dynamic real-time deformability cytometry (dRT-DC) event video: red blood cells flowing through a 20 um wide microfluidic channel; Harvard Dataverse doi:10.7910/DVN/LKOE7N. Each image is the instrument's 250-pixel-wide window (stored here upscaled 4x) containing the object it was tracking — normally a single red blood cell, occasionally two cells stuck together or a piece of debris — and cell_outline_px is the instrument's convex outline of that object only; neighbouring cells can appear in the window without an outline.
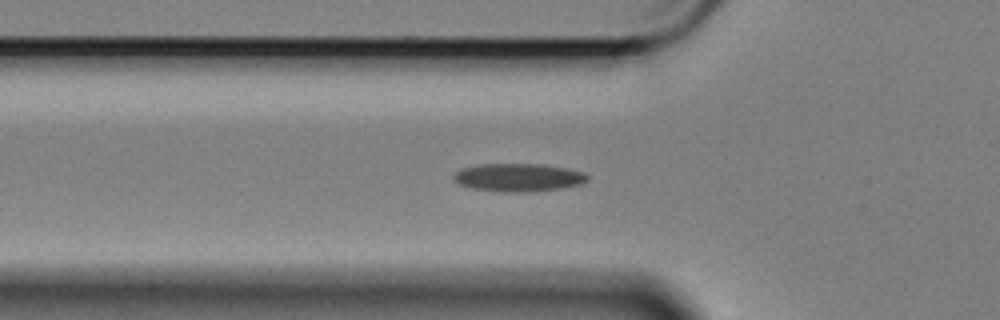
{"species": "Egyptian fruit bat (a non-hibernating species)", "species_latin": "Rousettus aegyptiacus", "temperature_condition": "cold", "stored_images_in_passage": 35, "camera_frame_rate_fps": 3000, "um_per_image_px": 0.085, "animal": {"sex": "female"}, "frame": {"image": 1, "passage_image": 2, "time_ms": 0.333, "image_size_px": [1000, 320], "cell_outline_px": [[588, 180], [580, 184], [560, 188], [528, 192], [504, 192], [472, 188], [456, 184], [452, 180], [452, 176], [460, 168], [480, 164], [544, 164], [584, 172], [588, 176]], "centroid_in_image_um": [44.0, 15.08], "position_along_channel_um": 81.8, "area_um2": 21.96}}
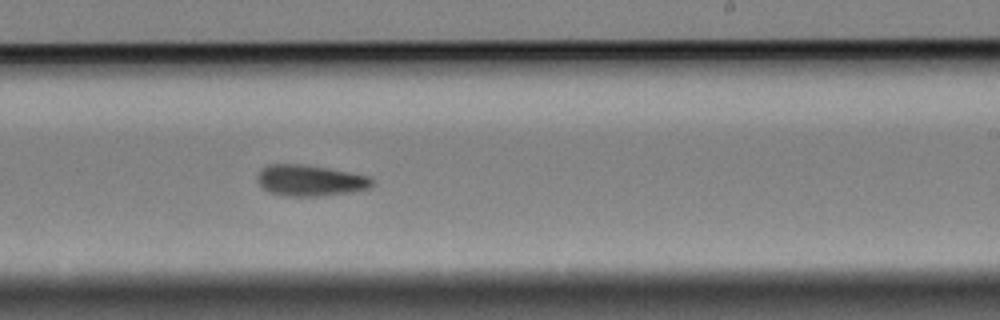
{"frame": {"image": 2, "passage_image": 18, "time_ms": 5.667, "image_size_px": [1000, 320], "cell_outline_px": [[376, 184], [372, 188], [352, 192], [324, 196], [284, 196], [268, 192], [256, 180], [256, 176], [260, 168], [268, 164], [304, 164], [328, 168], [368, 176], [376, 180]], "centroid_in_image_um": [26.38, 15.34], "position_along_channel_um": 262.6, "area_um2": 21.27}}
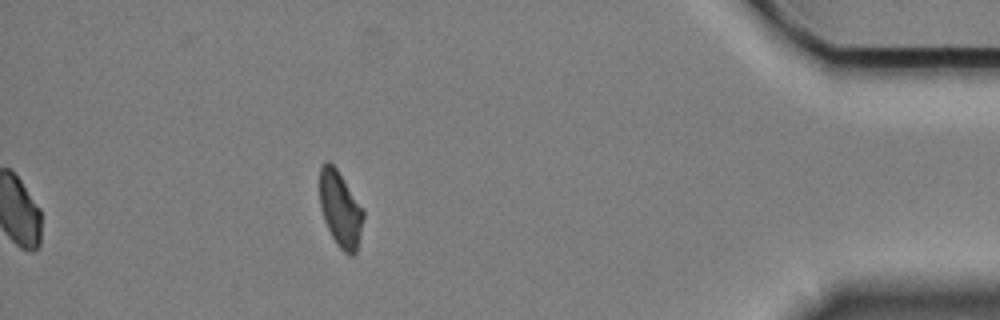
{"frame": {"image": 3, "passage_image": 35, "time_ms": 11.333, "image_size_px": [1000, 320], "cell_outline_px": [[364, 216], [356, 252], [352, 256], [348, 256], [340, 248], [332, 236], [324, 220], [320, 208], [320, 168], [324, 160], [328, 160], [336, 168], [364, 212]], "centroid_in_image_um": [28.9, 17.78], "position_along_channel_um": 406.3, "area_um2": 18.9}, "authors_computed_cell_mechanics": {"area_um2": 20.5768, "velocity_mm_per_s": 3.38, "shape_relaxation_time_tau1_ms": 6.7822, "shape_relaxation_time_tau2_ms": null, "deformation_change_tau1": 0.1529, "deformation_change_tau2": null}}